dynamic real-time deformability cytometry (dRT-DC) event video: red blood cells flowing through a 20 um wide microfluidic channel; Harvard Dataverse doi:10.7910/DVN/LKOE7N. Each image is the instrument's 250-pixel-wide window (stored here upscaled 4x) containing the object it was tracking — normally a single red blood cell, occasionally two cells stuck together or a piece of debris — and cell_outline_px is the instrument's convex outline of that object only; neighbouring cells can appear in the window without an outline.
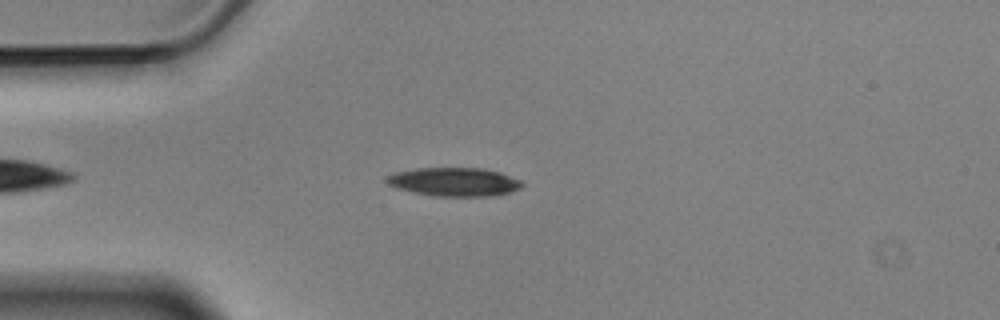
{"species": "Egyptian fruit bat (a non-hibernating species)", "species_latin": "Rousettus aegyptiacus", "temperature_condition": "cold", "stored_images_in_passage": 12, "camera_frame_rate_fps": 3000, "um_per_image_px": 0.085, "animal": {"sex": "male"}, "frame": {"image": 1, "passage_image": 1, "time_ms": 0.0, "image_size_px": [1000, 320], "cell_outline_px": [[524, 184], [520, 188], [508, 192], [492, 196], [436, 196], [412, 192], [396, 188], [388, 184], [384, 180], [388, 176], [396, 172], [416, 168], [484, 168], [500, 172], [520, 180]], "centroid_in_image_um": [38.59, 15.45], "position_along_channel_um": 46.4, "area_um2": 22.54}}
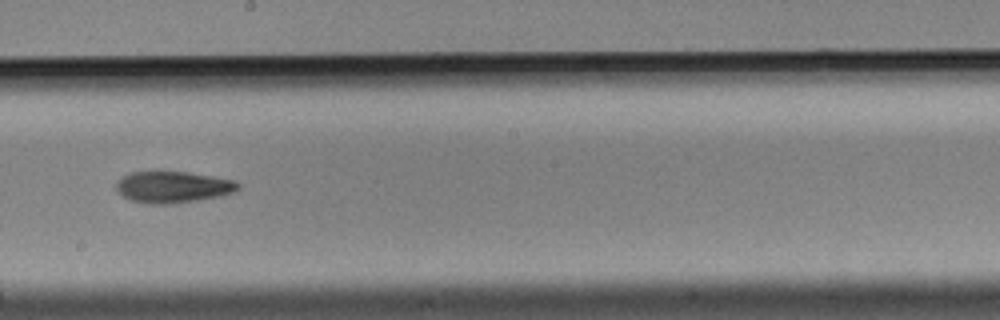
{"frame": {"image": 2, "passage_image": 6, "time_ms": 1.667, "image_size_px": [1000, 320], "cell_outline_px": [[240, 188], [236, 192], [220, 196], [172, 204], [148, 204], [132, 200], [124, 196], [116, 188], [116, 184], [124, 176], [132, 172], [188, 172], [232, 180], [240, 184]], "centroid_in_image_um": [14.74, 15.91], "position_along_channel_um": 233.5, "area_um2": 22.02}}
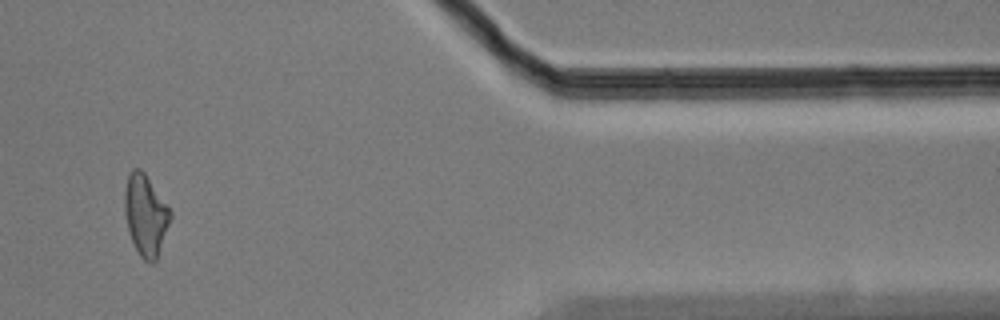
{"frame": {"image": 3, "passage_image": 10, "time_ms": 3.0, "image_size_px": [1000, 320], "cell_outline_px": [[172, 216], [156, 260], [152, 264], [144, 260], [140, 256], [132, 240], [128, 228], [124, 212], [124, 188], [128, 176], [132, 168], [140, 168], [144, 172], [172, 212]], "centroid_in_image_um": [12.36, 18.27], "position_along_channel_um": 399.0, "area_um2": 21.44}}